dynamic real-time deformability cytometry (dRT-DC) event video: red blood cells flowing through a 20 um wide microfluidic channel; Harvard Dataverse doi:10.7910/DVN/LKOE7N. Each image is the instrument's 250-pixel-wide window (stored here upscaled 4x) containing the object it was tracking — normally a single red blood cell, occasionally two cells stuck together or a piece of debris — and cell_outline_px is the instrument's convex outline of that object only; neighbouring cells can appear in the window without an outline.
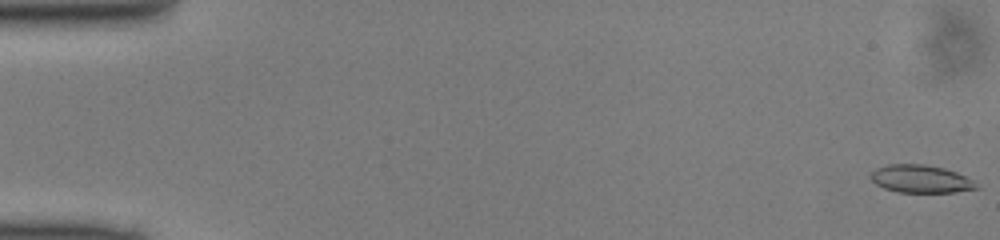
{"species": "common noctule bat (a hibernating species)", "species_latin": "Nyctalus noctula", "temperature_condition": "cold", "stored_images_in_passage": 49, "camera_frame_rate_fps": 3000, "um_per_image_px": 0.085, "animal": {"sex": "male", "body_mass_g": 13.0, "forearm_length_mm": 53.1}, "frame": {"image": 1, "passage_image": 1, "time_ms": 0.0, "image_size_px": [1000, 240], "cell_outline_px": [[980, 188], [956, 192], [896, 192], [884, 188], [876, 184], [872, 180], [872, 172], [876, 168], [888, 164], [924, 164], [944, 168], [956, 172], [972, 180]], "centroid_in_image_um": [78.26, 15.21], "position_along_channel_um": 6.7, "area_um2": 16.99}}
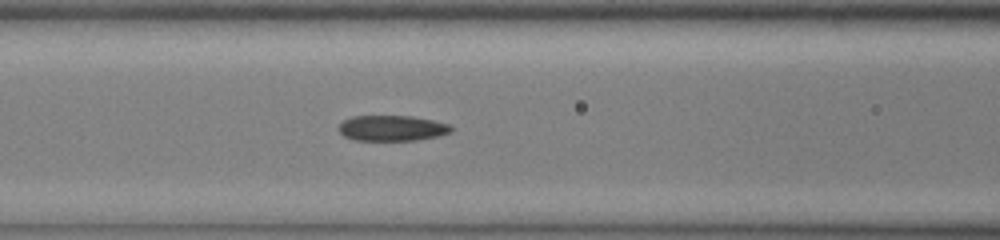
{"frame": {"image": 2, "passage_image": 21, "time_ms": 6.667, "image_size_px": [1000, 240], "cell_outline_px": [[452, 132], [436, 136], [416, 140], [356, 140], [344, 136], [340, 132], [340, 124], [344, 120], [352, 116], [412, 116], [432, 120], [448, 124], [452, 128]], "centroid_in_image_um": [33.32, 10.89], "position_along_channel_um": 133.3, "area_um2": 16.53}}
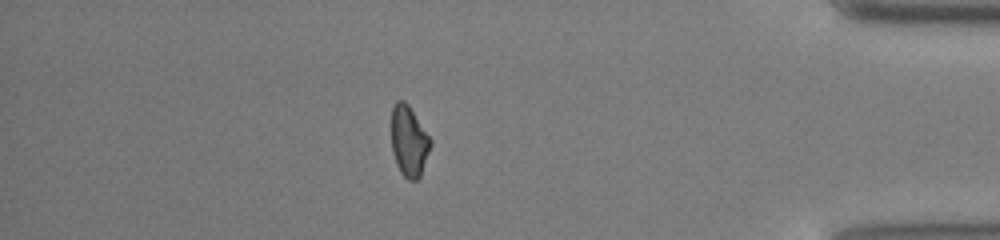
{"frame": {"image": 3, "passage_image": 43, "time_ms": 14.0, "image_size_px": [1000, 240], "cell_outline_px": [[432, 144], [420, 176], [416, 180], [408, 180], [400, 172], [396, 164], [392, 152], [392, 108], [396, 100], [404, 100], [408, 104], [432, 140]], "centroid_in_image_um": [34.76, 12.0], "position_along_channel_um": 400.4, "area_um2": 16.13}}